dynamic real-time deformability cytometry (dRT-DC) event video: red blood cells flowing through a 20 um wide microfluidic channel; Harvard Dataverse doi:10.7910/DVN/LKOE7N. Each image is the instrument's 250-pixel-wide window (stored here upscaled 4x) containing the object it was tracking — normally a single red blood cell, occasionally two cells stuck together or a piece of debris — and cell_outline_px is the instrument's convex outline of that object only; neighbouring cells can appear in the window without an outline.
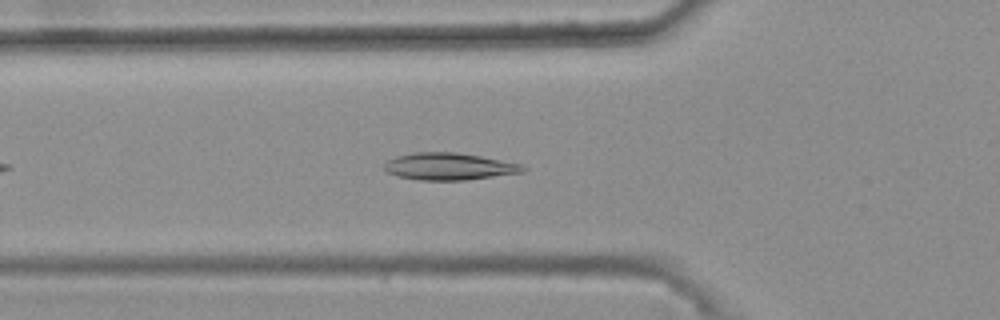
{"species": "common noctule bat (a hibernating species)", "species_latin": "Nyctalus noctula", "temperature_condition": "warm", "stored_images_in_passage": 34, "camera_frame_rate_fps": 3000, "um_per_image_px": 0.085, "animal": {"sex": "female", "body_mass_g": 25.1}, "frame": {"image": 1, "passage_image": 8, "time_ms": 2.333, "image_size_px": [1000, 320], "cell_outline_px": [[528, 168], [524, 172], [464, 180], [416, 180], [396, 176], [380, 168], [388, 160], [396, 156], [416, 152], [456, 152], [480, 156], [524, 164]], "centroid_in_image_um": [38.16, 14.15], "position_along_channel_um": 87.6, "area_um2": 22.08}}
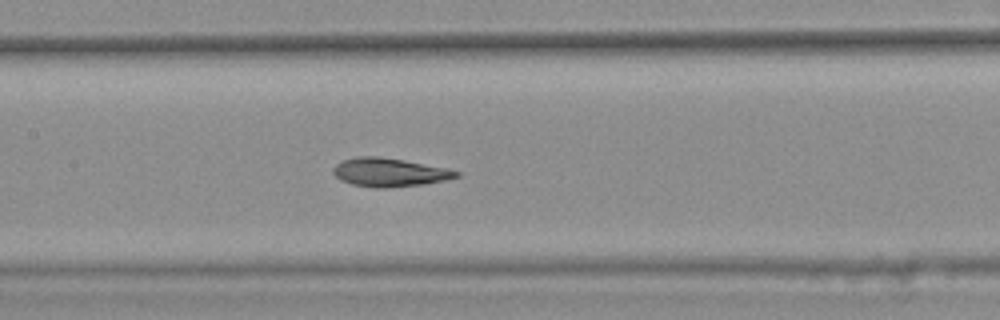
{"frame": {"image": 2, "passage_image": 15, "time_ms": 4.667, "image_size_px": [1000, 320], "cell_outline_px": [[460, 176], [444, 180], [424, 184], [388, 188], [376, 188], [352, 184], [340, 180], [332, 172], [332, 168], [336, 164], [344, 160], [356, 156], [376, 156], [404, 160], [448, 168], [460, 172]], "centroid_in_image_um": [33.09, 14.65], "position_along_channel_um": 174.3, "area_um2": 20.52}}
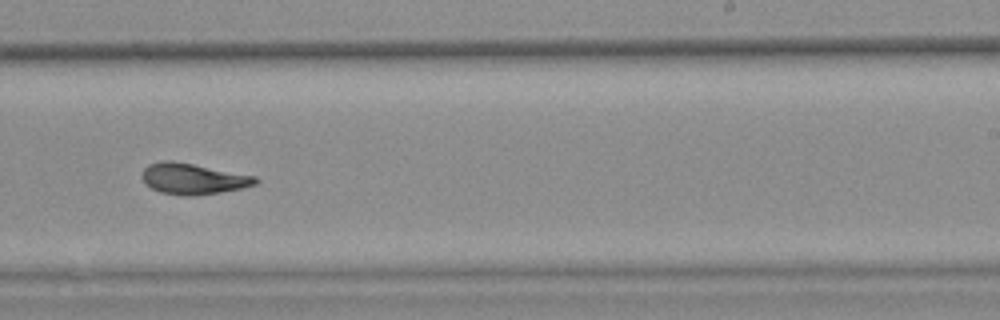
{"frame": {"image": 3, "passage_image": 23, "time_ms": 7.333, "image_size_px": [1000, 320], "cell_outline_px": [[260, 180], [256, 184], [240, 188], [220, 192], [192, 196], [188, 196], [160, 192], [152, 188], [144, 180], [144, 168], [148, 164], [164, 160], [172, 160], [256, 176]], "centroid_in_image_um": [16.44, 15.19], "position_along_channel_um": 272.6, "area_um2": 20.11}, "authors_computed_cell_mechanics": {"area_um2": 20.1144, "velocity_mm_per_s": 3.6994, "shape_relaxation_time_tau1_ms": null, "shape_relaxation_time_tau2_ms": 3.3234, "deformation_change_tau1": null, "deformation_change_tau2": 0.0827}}